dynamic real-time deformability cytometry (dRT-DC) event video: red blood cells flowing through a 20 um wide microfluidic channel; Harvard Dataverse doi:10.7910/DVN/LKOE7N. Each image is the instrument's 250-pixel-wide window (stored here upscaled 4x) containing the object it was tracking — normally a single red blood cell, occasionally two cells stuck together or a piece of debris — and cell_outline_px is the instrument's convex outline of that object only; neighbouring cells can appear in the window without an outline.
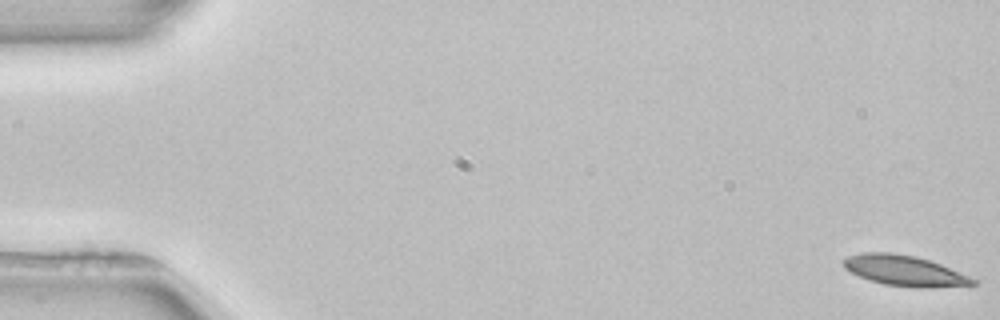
{"species": "common noctule bat (a hibernating species)", "species_latin": "Nyctalus noctula", "temperature_condition": "room temperature", "stored_images_in_passage": 54, "camera_frame_rate_fps": 3000, "um_per_image_px": 0.085, "animal": {"sex": "female", "body_mass_g": 22.7, "forearm_length_mm": 54.2}, "frame": {"image": 1, "passage_image": 1, "time_ms": 0.0, "image_size_px": [1000, 320], "cell_outline_px": [[976, 284], [932, 288], [916, 288], [884, 284], [868, 280], [844, 268], [844, 260], [848, 256], [860, 252], [892, 252], [916, 256], [940, 264], [968, 276], [976, 280]], "centroid_in_image_um": [76.86, 23.01], "position_along_channel_um": 8.1, "area_um2": 22.89}}
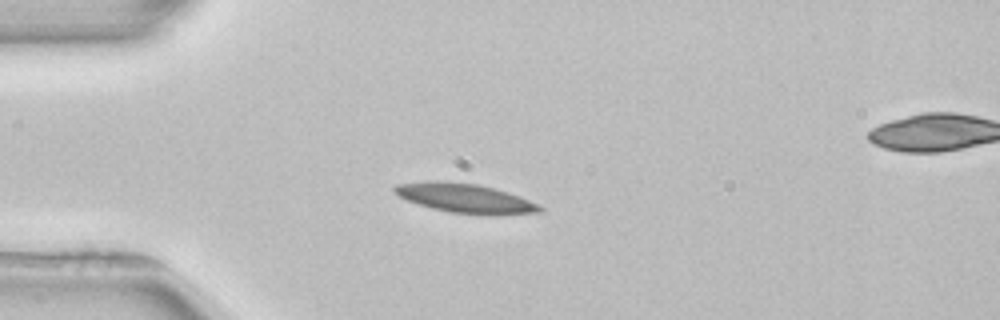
{"frame": {"image": 2, "passage_image": 14, "time_ms": 4.333, "image_size_px": [1000, 320], "cell_outline_px": [[544, 212], [492, 216], [448, 212], [432, 208], [408, 200], [400, 196], [392, 188], [396, 184], [432, 180], [444, 180], [476, 184], [496, 188], [520, 196], [540, 204], [544, 208]], "centroid_in_image_um": [39.63, 16.85], "position_along_channel_um": 45.4, "area_um2": 25.2}}
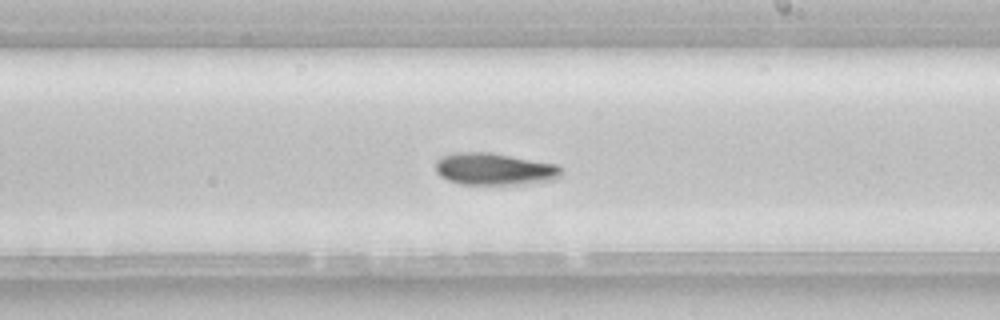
{"frame": {"image": 3, "passage_image": 31, "time_ms": 10.0, "image_size_px": [1000, 320], "cell_outline_px": [[564, 176], [556, 180], [520, 184], [460, 184], [448, 180], [440, 176], [436, 172], [436, 160], [440, 156], [456, 152], [488, 152], [556, 164], [564, 168]], "centroid_in_image_um": [42.07, 14.37], "position_along_channel_um": 246.9, "area_um2": 23.76}}